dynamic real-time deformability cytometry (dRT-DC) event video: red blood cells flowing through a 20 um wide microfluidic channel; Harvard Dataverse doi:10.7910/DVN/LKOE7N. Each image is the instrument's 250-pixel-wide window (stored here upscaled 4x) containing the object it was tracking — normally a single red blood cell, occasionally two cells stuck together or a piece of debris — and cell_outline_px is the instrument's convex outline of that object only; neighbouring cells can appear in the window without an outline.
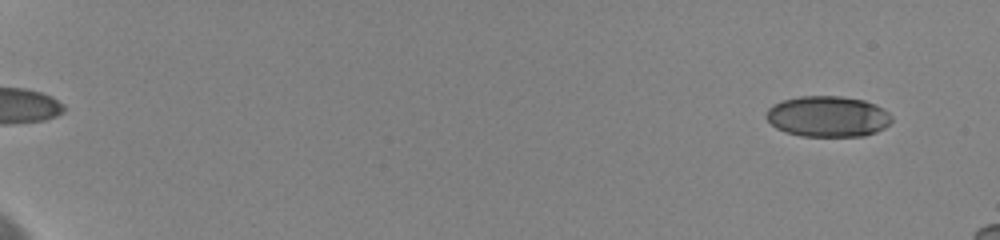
{"species": "human", "species_latin": "Homo sapiens", "temperature_condition": "cold", "stored_images_in_passage": 14, "camera_frame_rate_fps": 3000, "um_per_image_px": 0.085, "donor": {"sex": "female"}, "frame": {"image": 1, "passage_image": 4, "time_ms": 1.0, "image_size_px": [1000, 240], "cell_outline_px": [[892, 120], [884, 128], [876, 132], [864, 136], [800, 136], [784, 132], [776, 128], [764, 116], [768, 108], [772, 104], [784, 100], [800, 96], [840, 96], [864, 100], [876, 104], [888, 112], [892, 116]], "centroid_in_image_um": [70.35, 9.9], "position_along_channel_um": 14.7, "area_um2": 30.06}}